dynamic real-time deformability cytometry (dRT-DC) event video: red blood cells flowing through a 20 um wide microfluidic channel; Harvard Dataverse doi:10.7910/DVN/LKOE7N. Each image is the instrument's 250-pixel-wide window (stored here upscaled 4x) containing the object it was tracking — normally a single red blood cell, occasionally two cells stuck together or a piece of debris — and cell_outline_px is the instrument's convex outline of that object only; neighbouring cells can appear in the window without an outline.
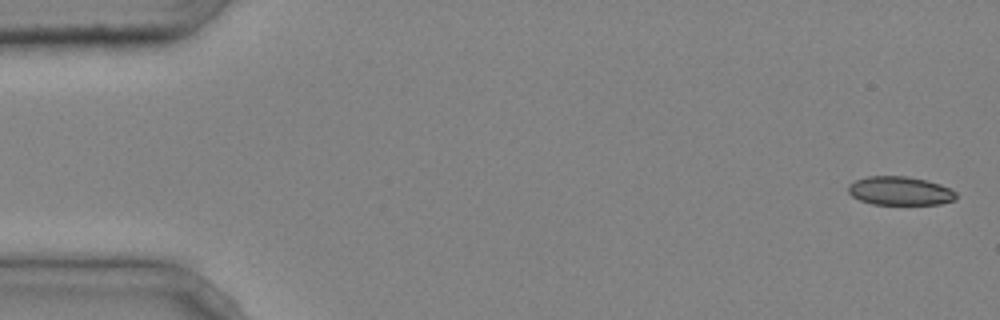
{"species": "common noctule bat (a hibernating species)", "species_latin": "Nyctalus noctula", "temperature_condition": "cold", "stored_images_in_passage": 5, "camera_frame_rate_fps": 3000, "um_per_image_px": 0.085, "animal": {"sex": "male", "body_mass_g": 20.4}, "frame": {"image": 1, "passage_image": 1, "time_ms": 0.0, "image_size_px": [1000, 320], "cell_outline_px": [[956, 200], [940, 204], [872, 204], [860, 200], [852, 196], [848, 192], [848, 184], [856, 180], [868, 176], [908, 176], [928, 180], [940, 184], [956, 192]], "centroid_in_image_um": [76.5, 16.22], "position_along_channel_um": 8.5, "area_um2": 18.09}}
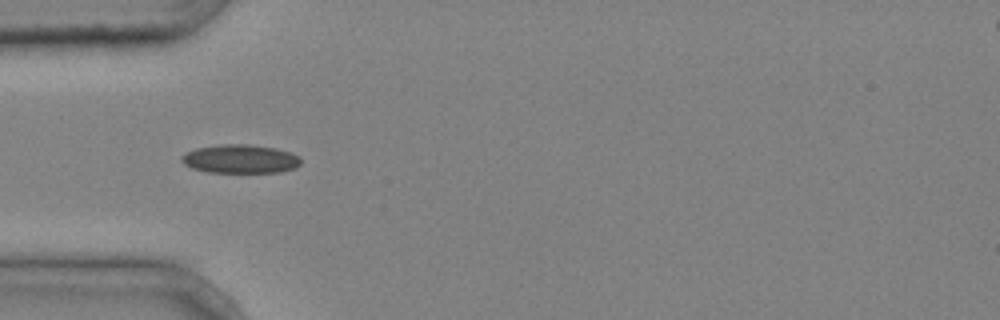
{"frame": {"image": 2, "passage_image": 4, "time_ms": 1.0, "image_size_px": [1000, 320], "cell_outline_px": [[300, 164], [296, 168], [280, 172], [208, 172], [192, 168], [184, 164], [180, 160], [180, 156], [196, 148], [220, 144], [248, 144], [276, 148], [300, 156]], "centroid_in_image_um": [20.42, 13.51], "position_along_channel_um": 64.6, "area_um2": 19.94}}